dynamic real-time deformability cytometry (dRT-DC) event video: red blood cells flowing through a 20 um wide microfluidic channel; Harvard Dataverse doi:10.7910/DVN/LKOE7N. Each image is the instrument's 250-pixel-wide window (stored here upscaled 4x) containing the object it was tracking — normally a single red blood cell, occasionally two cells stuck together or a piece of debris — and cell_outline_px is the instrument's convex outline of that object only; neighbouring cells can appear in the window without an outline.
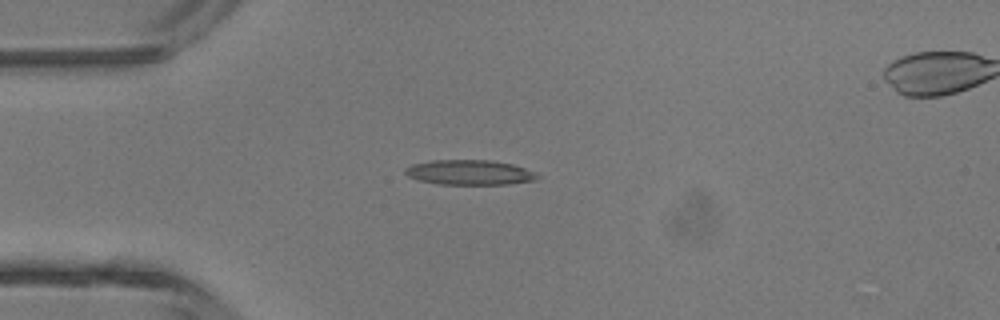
{"species": "common noctule bat (a hibernating species)", "species_latin": "Nyctalus noctula", "temperature_condition": "room temperature", "stored_images_in_passage": 5, "segment_of_instrument_passage": [1, 2], "camera_frame_rate_fps": 3000, "um_per_image_px": 0.085, "animal": {"sex": "male", "body_mass_g": 13.3}, "frame": {"image": 1, "passage_image": 4, "time_ms": 1.0, "image_size_px": [1000, 320], "cell_outline_px": [[540, 176], [536, 180], [508, 184], [436, 184], [416, 180], [408, 176], [404, 172], [404, 168], [412, 164], [432, 160], [492, 160], [512, 164], [536, 172]], "centroid_in_image_um": [39.89, 14.65], "position_along_channel_um": 45.1, "area_um2": 19.36}}